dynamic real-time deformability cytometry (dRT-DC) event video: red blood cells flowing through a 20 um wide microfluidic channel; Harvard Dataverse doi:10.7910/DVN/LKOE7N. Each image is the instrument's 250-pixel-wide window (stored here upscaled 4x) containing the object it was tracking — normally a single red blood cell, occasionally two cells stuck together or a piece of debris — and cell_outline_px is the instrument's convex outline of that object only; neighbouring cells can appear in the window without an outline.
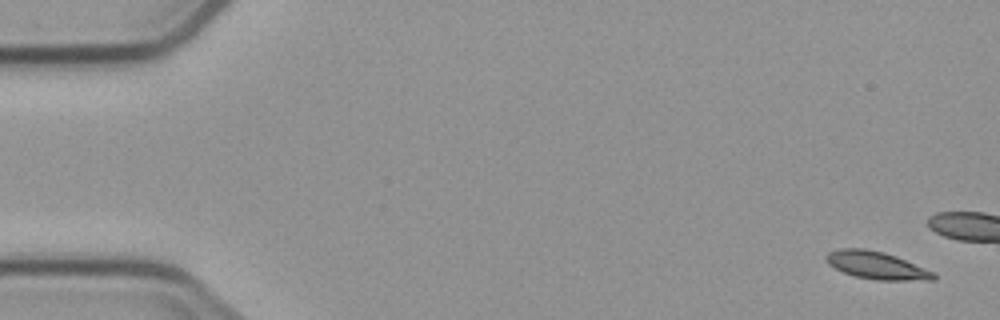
{"species": "common noctule bat (a hibernating species)", "species_latin": "Nyctalus noctula", "temperature_condition": "cold", "stored_images_in_passage": 6, "camera_frame_rate_fps": 3000, "um_per_image_px": 0.085, "animal": {"sex": "male", "body_mass_g": 23.1, "forearm_length_mm": 52.7}, "frame": {"image": 1, "passage_image": 1, "time_ms": 0.0, "image_size_px": [1000, 320], "cell_outline_px": [[936, 280], [876, 280], [856, 276], [844, 272], [828, 264], [824, 256], [828, 252], [840, 248], [864, 248], [884, 252], [896, 256], [936, 272]], "centroid_in_image_um": [74.53, 22.55], "position_along_channel_um": 10.5, "area_um2": 17.34}}
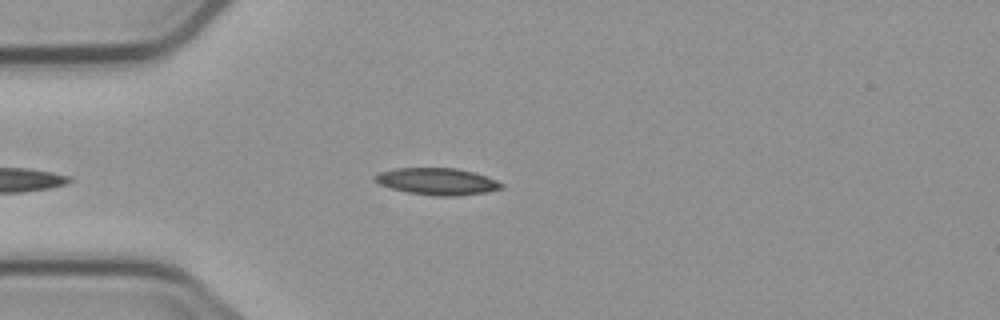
{"frame": {"image": 2, "passage_image": 5, "time_ms": 5.667, "image_size_px": [1000, 320], "cell_outline_px": [[504, 188], [488, 192], [456, 196], [436, 196], [408, 192], [392, 188], [380, 184], [372, 176], [380, 172], [392, 168], [456, 168], [472, 172], [496, 180], [504, 184]], "centroid_in_image_um": [37.17, 15.42], "position_along_channel_um": 47.8, "area_um2": 19.71}}